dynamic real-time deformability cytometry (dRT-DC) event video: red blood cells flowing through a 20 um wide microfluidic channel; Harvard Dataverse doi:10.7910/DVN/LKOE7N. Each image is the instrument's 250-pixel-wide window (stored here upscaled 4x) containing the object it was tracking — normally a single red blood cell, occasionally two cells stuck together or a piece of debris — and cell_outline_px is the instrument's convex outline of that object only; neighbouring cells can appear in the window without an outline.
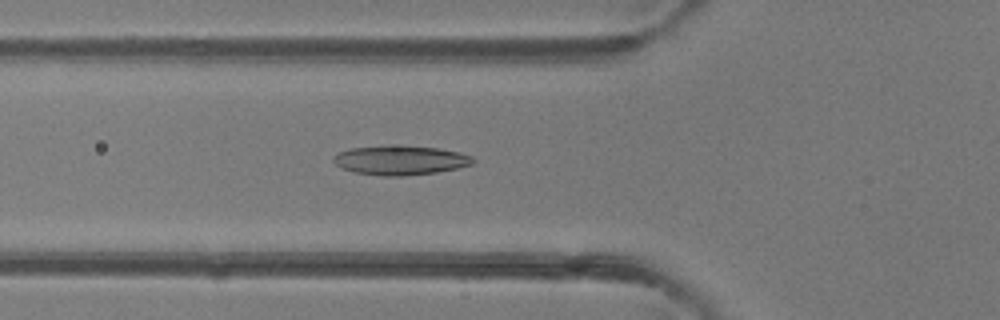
{"species": "common noctule bat (a hibernating species)", "species_latin": "Nyctalus noctula", "temperature_condition": "room temperature", "stored_images_in_passage": 34, "camera_frame_rate_fps": 3000, "um_per_image_px": 0.085, "animal": {"sex": "female"}, "frame": {"image": 1, "passage_image": 9, "time_ms": 2.667, "image_size_px": [1000, 320], "cell_outline_px": [[476, 160], [472, 164], [456, 168], [436, 172], [400, 176], [380, 176], [356, 172], [340, 168], [332, 160], [332, 156], [340, 152], [352, 148], [388, 144], [436, 148], [460, 152], [472, 156]], "centroid_in_image_um": [34.0, 13.61], "position_along_channel_um": 91.8, "area_um2": 23.99}}
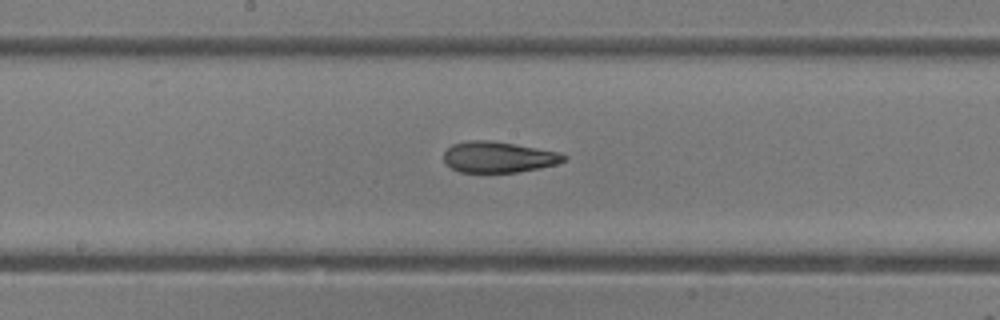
{"frame": {"image": 2, "passage_image": 17, "time_ms": 5.333, "image_size_px": [1000, 320], "cell_outline_px": [[568, 156], [564, 160], [556, 164], [540, 168], [516, 172], [460, 172], [452, 168], [444, 160], [444, 152], [452, 144], [468, 140], [492, 140], [560, 152]], "centroid_in_image_um": [42.37, 13.34], "position_along_channel_um": 205.8, "area_um2": 21.62}}
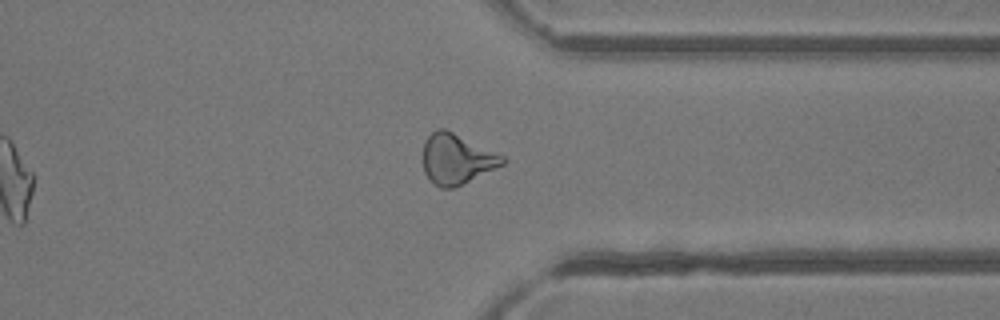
{"frame": {"image": 3, "passage_image": 29, "time_ms": 9.333, "image_size_px": [1000, 320], "cell_outline_px": [[508, 160], [504, 164], [456, 188], [440, 188], [424, 172], [420, 160], [424, 140], [436, 128], [444, 128], [504, 156]], "centroid_in_image_um": [38.77, 13.52], "position_along_channel_um": 372.6, "area_um2": 23.58}, "authors_computed_cell_mechanics": {"area_um2": 22.6865, "velocity_mm_per_s": 4.2493, "shape_relaxation_time_tau1_ms": null, "shape_relaxation_time_tau2_ms": 2.9626, "deformation_change_tau1": null, "deformation_change_tau2": 0.0933}}